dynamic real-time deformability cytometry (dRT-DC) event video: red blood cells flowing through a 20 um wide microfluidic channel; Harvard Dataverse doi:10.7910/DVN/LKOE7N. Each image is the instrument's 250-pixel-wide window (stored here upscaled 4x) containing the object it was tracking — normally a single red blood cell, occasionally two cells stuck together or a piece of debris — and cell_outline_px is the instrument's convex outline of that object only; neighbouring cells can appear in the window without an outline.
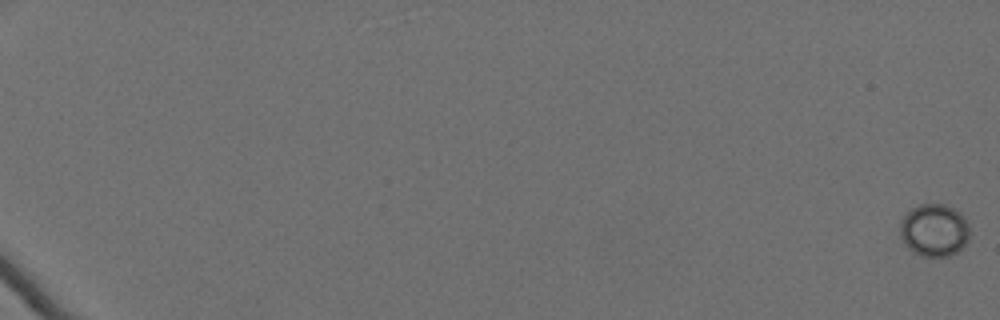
{"species": "Egyptian fruit bat (a non-hibernating species)", "species_latin": "Rousettus aegyptiacus", "temperature_condition": "cold", "stored_images_in_passage": 27, "camera_frame_rate_fps": 3000, "um_per_image_px": 0.085, "animal": {"sex": "female"}, "frame": {"image": 1, "passage_image": 1, "time_ms": 0.0, "image_size_px": [1000, 320], "cell_outline_px": [[968, 240], [956, 252], [948, 256], [924, 256], [912, 252], [908, 248], [900, 236], [900, 224], [904, 216], [912, 208], [920, 204], [944, 204], [960, 212], [968, 224]], "centroid_in_image_um": [79.39, 19.56], "position_along_channel_um": 5.6, "area_um2": 21.1}}
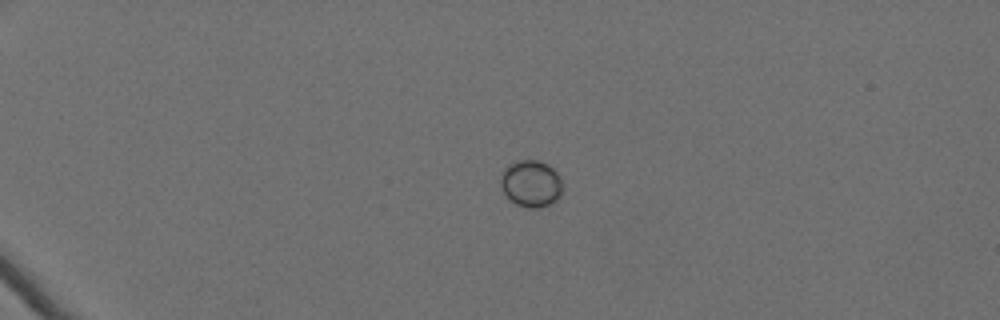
{"frame": {"image": 2, "passage_image": 19, "time_ms": 6.0, "image_size_px": [1000, 320], "cell_outline_px": [[560, 196], [556, 200], [540, 208], [528, 208], [516, 204], [504, 192], [500, 184], [500, 180], [504, 168], [508, 164], [516, 160], [540, 160], [548, 164], [556, 172], [560, 180]], "centroid_in_image_um": [45.11, 15.58], "position_along_channel_um": 39.9, "area_um2": 16.7}}